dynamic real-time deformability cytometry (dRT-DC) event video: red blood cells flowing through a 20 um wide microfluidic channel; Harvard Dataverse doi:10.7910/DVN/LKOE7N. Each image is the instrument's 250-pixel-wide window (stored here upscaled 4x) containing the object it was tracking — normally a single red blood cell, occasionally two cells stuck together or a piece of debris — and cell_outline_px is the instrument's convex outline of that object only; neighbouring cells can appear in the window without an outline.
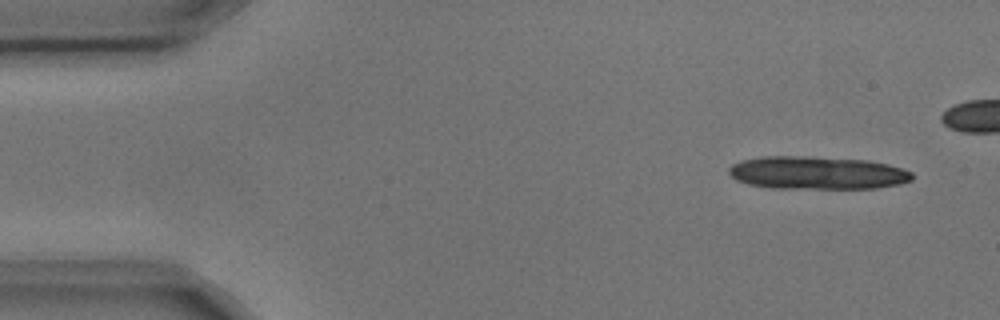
{"species": "common noctule bat (a hibernating species)", "species_latin": "Nyctalus noctula", "temperature_condition": "cold", "stored_images_in_passage": 7, "camera_frame_rate_fps": 3000, "um_per_image_px": 0.085, "animal": {"sex": "male", "body_mass_g": 17.9, "forearm_length_mm": 54.2}, "frame": {"image": 1, "passage_image": 1, "time_ms": 0.0, "image_size_px": [1000, 320], "cell_outline_px": [[912, 180], [900, 184], [876, 188], [772, 188], [748, 184], [736, 180], [728, 172], [728, 168], [732, 164], [740, 160], [760, 156], [808, 156], [868, 160], [888, 164], [912, 172]], "centroid_in_image_um": [69.43, 14.68], "position_along_channel_um": 15.6, "area_um2": 35.37}}
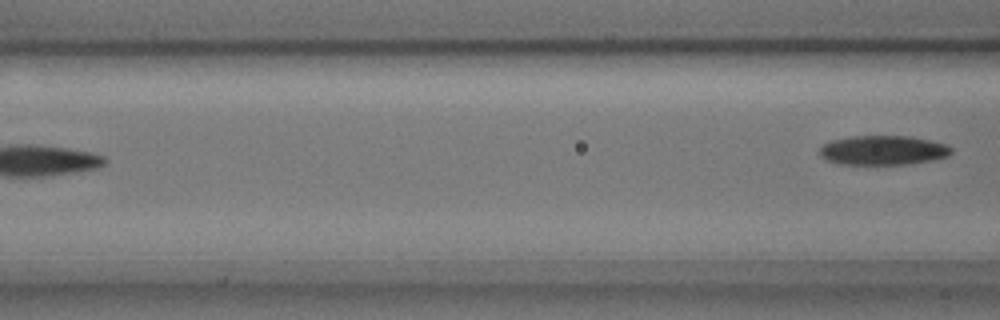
{"frame": {"image": 2, "passage_image": 7, "time_ms": 2.0, "image_size_px": [1000, 320], "cell_outline_px": [[952, 152], [948, 156], [932, 160], [908, 164], [840, 164], [824, 160], [820, 156], [820, 148], [824, 144], [832, 140], [852, 136], [912, 136], [944, 144], [952, 148]], "centroid_in_image_um": [75.04, 12.77], "position_along_channel_um": 91.6, "area_um2": 22.54}}